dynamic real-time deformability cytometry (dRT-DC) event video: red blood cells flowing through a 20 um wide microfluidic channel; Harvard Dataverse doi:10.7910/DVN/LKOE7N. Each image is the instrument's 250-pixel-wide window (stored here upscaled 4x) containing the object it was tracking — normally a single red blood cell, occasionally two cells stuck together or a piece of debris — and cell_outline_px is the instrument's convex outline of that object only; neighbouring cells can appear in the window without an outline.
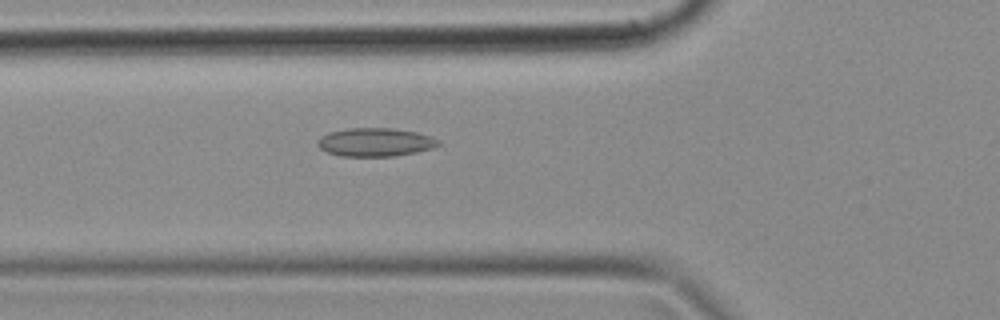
{"species": "common noctule bat (a hibernating species)", "species_latin": "Nyctalus noctula", "temperature_condition": "cold", "stored_images_in_passage": 32, "camera_frame_rate_fps": 3000, "um_per_image_px": 0.085, "animal": {"sex": "female", "body_mass_g": 18.4}, "frame": {"image": 1, "passage_image": 4, "time_ms": 1.0, "image_size_px": [1000, 320], "cell_outline_px": [[440, 144], [432, 148], [416, 152], [396, 156], [340, 156], [328, 152], [320, 148], [316, 144], [316, 140], [320, 136], [332, 132], [348, 128], [392, 128], [416, 132], [432, 136], [440, 140]], "centroid_in_image_um": [31.9, 12.08], "position_along_channel_um": 93.9, "area_um2": 20.06}}
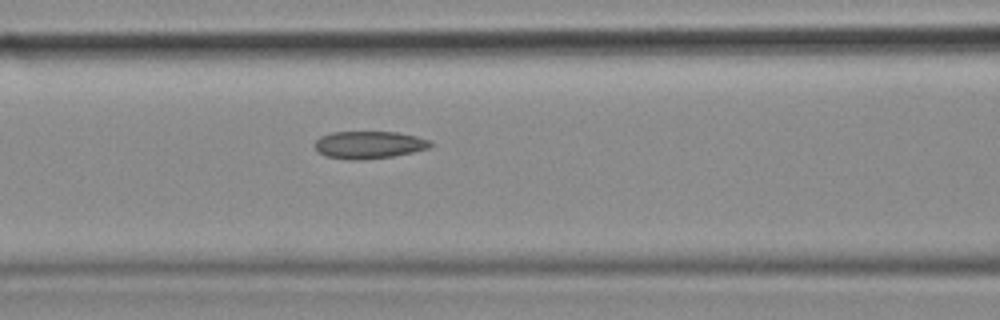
{"frame": {"image": 2, "passage_image": 7, "time_ms": 2.0, "image_size_px": [1000, 320], "cell_outline_px": [[432, 144], [428, 148], [412, 152], [392, 156], [364, 160], [348, 160], [324, 156], [316, 152], [316, 140], [320, 136], [332, 132], [396, 132], [416, 136], [428, 140]], "centroid_in_image_um": [31.31, 12.32], "position_along_channel_um": 135.3, "area_um2": 18.5}}
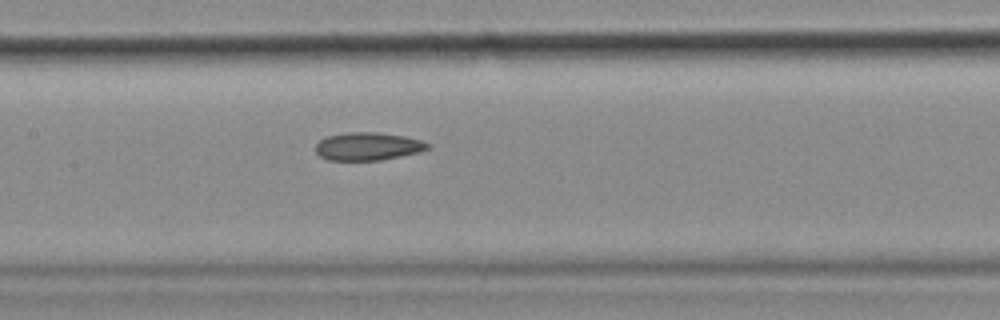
{"frame": {"image": 3, "passage_image": 10, "time_ms": 3.0, "image_size_px": [1000, 320], "cell_outline_px": [[432, 144], [428, 148], [416, 152], [400, 156], [380, 160], [328, 160], [320, 156], [316, 152], [316, 144], [320, 140], [328, 136], [344, 132], [380, 132], [404, 136], [420, 140]], "centroid_in_image_um": [31.25, 12.43], "position_along_channel_um": 176.2, "area_um2": 18.15}}